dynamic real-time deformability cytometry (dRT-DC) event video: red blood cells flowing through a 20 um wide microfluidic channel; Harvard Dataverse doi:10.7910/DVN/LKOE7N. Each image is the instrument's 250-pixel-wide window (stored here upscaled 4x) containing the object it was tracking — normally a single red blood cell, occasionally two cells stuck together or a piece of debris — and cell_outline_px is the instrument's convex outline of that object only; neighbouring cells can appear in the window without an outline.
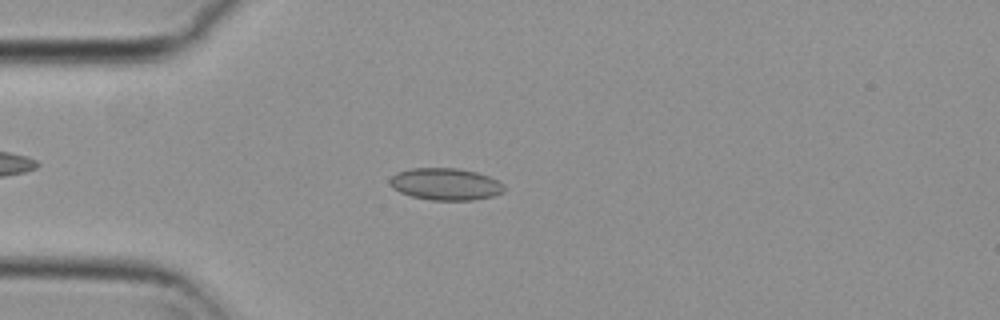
{"species": "common noctule bat (a hibernating species)", "species_latin": "Nyctalus noctula", "temperature_condition": "cold", "stored_images_in_passage": 52, "camera_frame_rate_fps": 3000, "um_per_image_px": 0.085, "animal": {"sex": "female", "body_mass_g": 29.2, "forearm_length_mm": 56.3}, "frame": {"image": 1, "passage_image": 11, "time_ms": 3.333, "image_size_px": [1000, 320], "cell_outline_px": [[504, 192], [496, 196], [472, 200], [432, 200], [412, 196], [400, 192], [392, 188], [388, 180], [396, 172], [412, 168], [456, 168], [476, 172], [488, 176], [504, 184]], "centroid_in_image_um": [37.87, 15.65], "position_along_channel_um": 47.1, "area_um2": 21.39}}
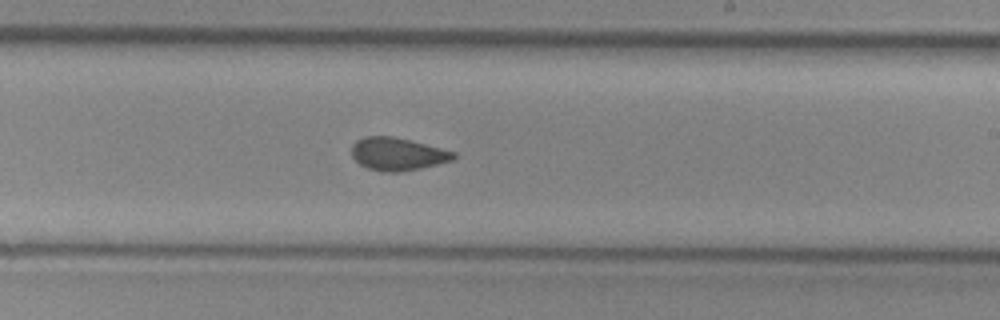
{"frame": {"image": 2, "passage_image": 29, "time_ms": 9.333, "image_size_px": [1000, 320], "cell_outline_px": [[456, 156], [452, 160], [420, 168], [400, 172], [384, 172], [368, 168], [360, 164], [352, 156], [352, 144], [356, 140], [364, 136], [392, 136], [456, 152]], "centroid_in_image_um": [33.76, 13.09], "position_along_channel_um": 255.2, "area_um2": 19.25}}
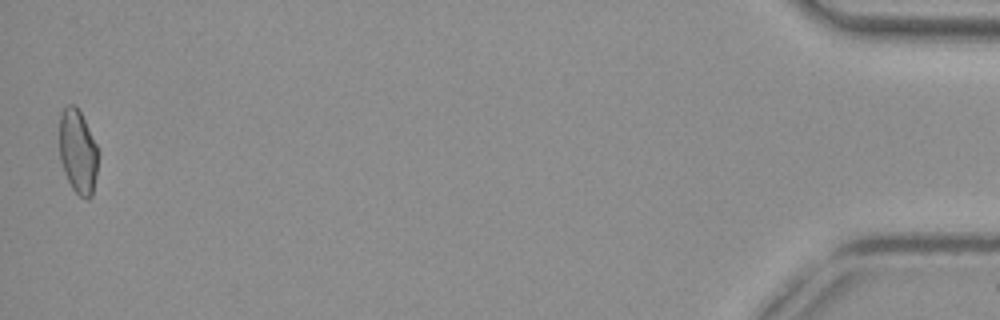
{"frame": {"image": 3, "passage_image": 51, "time_ms": 16.667, "image_size_px": [1000, 320], "cell_outline_px": [[96, 176], [92, 196], [88, 200], [84, 200], [72, 188], [64, 172], [60, 160], [60, 112], [68, 104], [72, 104], [80, 112], [96, 144]], "centroid_in_image_um": [6.6, 12.92], "position_along_channel_um": 428.6, "area_um2": 18.61}, "authors_computed_cell_mechanics": {"area_um2": 19.5942, "velocity_mm_per_s": 3.7274, "shape_relaxation_time_tau1_ms": null, "shape_relaxation_time_tau2_ms": 2.0386, "deformation_change_tau1": null, "deformation_change_tau2": 0.0603}}